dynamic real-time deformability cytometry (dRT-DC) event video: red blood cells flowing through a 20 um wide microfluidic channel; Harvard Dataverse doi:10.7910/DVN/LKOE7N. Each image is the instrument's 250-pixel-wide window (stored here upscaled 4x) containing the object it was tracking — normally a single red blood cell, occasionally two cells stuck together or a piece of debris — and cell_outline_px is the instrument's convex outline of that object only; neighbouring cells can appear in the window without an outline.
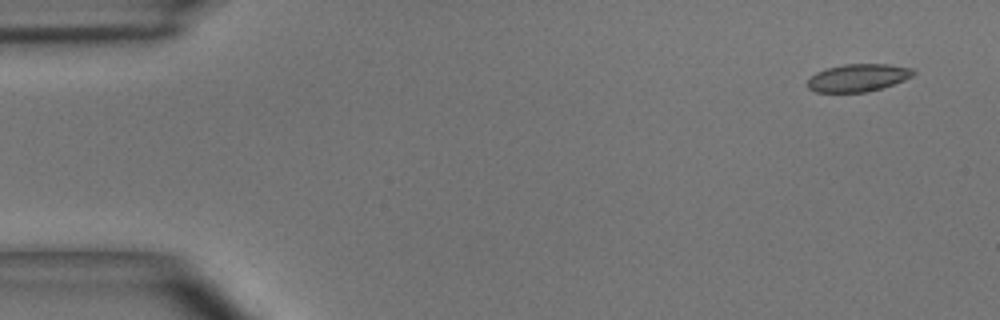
{"species": "common noctule bat (a hibernating species)", "species_latin": "Nyctalus noctula", "temperature_condition": "room temperature", "stored_images_in_passage": 4, "camera_frame_rate_fps": 3000, "um_per_image_px": 0.085, "animal": {"sex": "male", "body_mass_g": 15.6}, "frame": {"image": 1, "passage_image": 1, "time_ms": 0.0, "image_size_px": [1000, 320], "cell_outline_px": [[916, 72], [912, 76], [904, 80], [880, 88], [864, 92], [816, 92], [808, 88], [808, 80], [816, 72], [828, 68], [844, 64], [888, 64], [912, 68]], "centroid_in_image_um": [72.93, 6.6], "position_along_channel_um": 12.1, "area_um2": 16.82}}
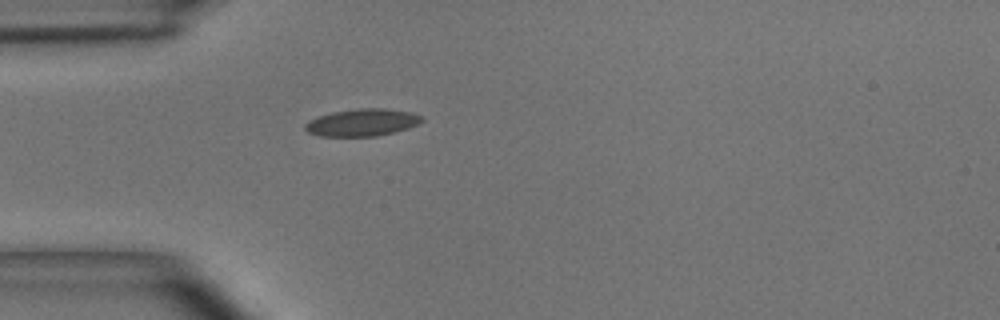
{"frame": {"image": 2, "passage_image": 4, "time_ms": 1.0, "image_size_px": [1000, 320], "cell_outline_px": [[424, 120], [408, 128], [376, 136], [320, 136], [308, 132], [304, 128], [304, 124], [308, 120], [332, 112], [356, 108], [384, 108], [412, 112], [424, 116]], "centroid_in_image_um": [30.79, 10.4], "position_along_channel_um": 54.2, "area_um2": 18.55}}